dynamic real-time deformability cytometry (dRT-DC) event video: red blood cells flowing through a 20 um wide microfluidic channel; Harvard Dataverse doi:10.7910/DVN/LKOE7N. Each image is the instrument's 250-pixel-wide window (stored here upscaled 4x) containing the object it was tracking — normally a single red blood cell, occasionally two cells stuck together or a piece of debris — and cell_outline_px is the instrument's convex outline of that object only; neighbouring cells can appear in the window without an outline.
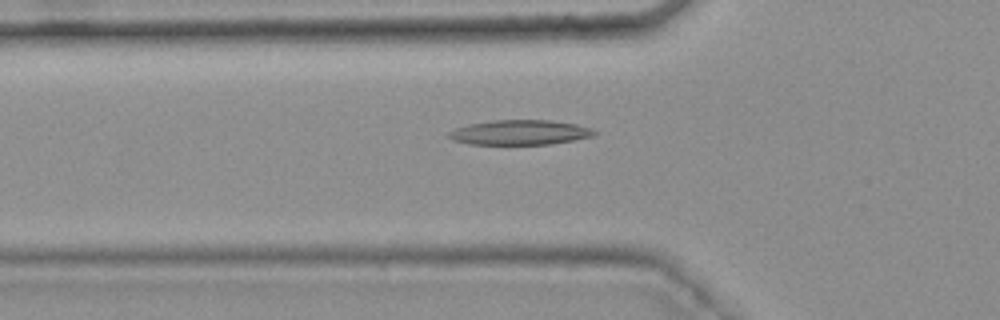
{"species": "common noctule bat (a hibernating species)", "species_latin": "Nyctalus noctula", "temperature_condition": "warm", "stored_images_in_passage": 36, "camera_frame_rate_fps": 3000, "um_per_image_px": 0.085, "animal": {"sex": "female", "body_mass_g": 25.1}, "frame": {"image": 1, "passage_image": 6, "time_ms": 1.667, "image_size_px": [1000, 320], "cell_outline_px": [[600, 132], [596, 136], [548, 144], [468, 144], [452, 140], [448, 136], [448, 132], [456, 128], [468, 124], [492, 120], [548, 120], [576, 124], [592, 128]], "centroid_in_image_um": [44.21, 11.25], "position_along_channel_um": 81.6, "area_um2": 21.15}}
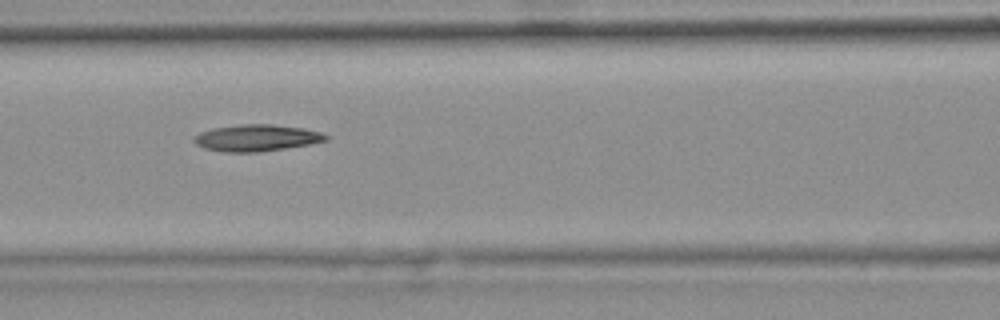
{"frame": {"image": 2, "passage_image": 11, "time_ms": 3.333, "image_size_px": [1000, 320], "cell_outline_px": [[332, 136], [328, 140], [308, 144], [260, 152], [224, 152], [204, 148], [196, 144], [192, 140], [192, 136], [200, 132], [212, 128], [240, 124], [272, 124], [304, 128], [320, 132]], "centroid_in_image_um": [21.79, 11.71], "position_along_channel_um": 144.8, "area_um2": 20.63}}